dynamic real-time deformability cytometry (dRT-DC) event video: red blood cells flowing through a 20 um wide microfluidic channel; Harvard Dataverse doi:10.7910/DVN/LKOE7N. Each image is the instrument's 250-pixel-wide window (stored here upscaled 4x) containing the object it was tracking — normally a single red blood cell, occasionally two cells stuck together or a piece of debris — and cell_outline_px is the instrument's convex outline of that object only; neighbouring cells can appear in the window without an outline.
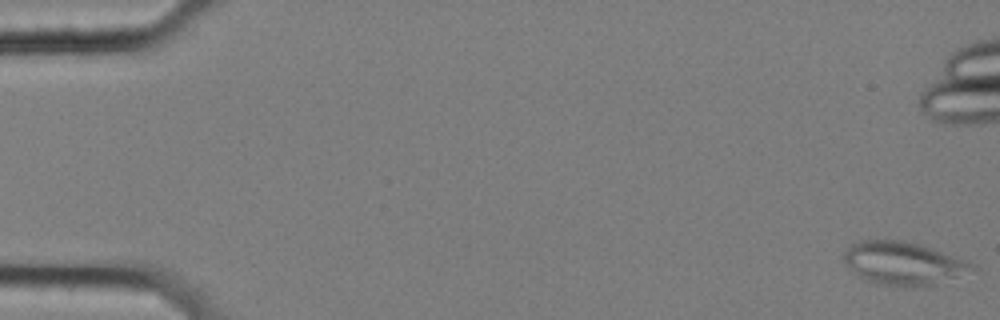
{"species": "common noctule bat (a hibernating species)", "species_latin": "Nyctalus noctula", "temperature_condition": "cold", "stored_images_in_passage": 59, "camera_frame_rate_fps": 3000, "um_per_image_px": 0.085, "animal": {"sex": "female", "body_mass_g": 25.1}, "frame": {"image": 1, "passage_image": 1, "time_ms": 0.0, "image_size_px": [1000, 320], "cell_outline_px": [[980, 272], [936, 284], [912, 288], [908, 288], [876, 284], [864, 280], [852, 272], [844, 260], [844, 252], [848, 244], [860, 240], [904, 240], [932, 248], [968, 260], [976, 264], [980, 268]], "centroid_in_image_um": [76.89, 22.41], "position_along_channel_um": 8.1, "area_um2": 33.47}}
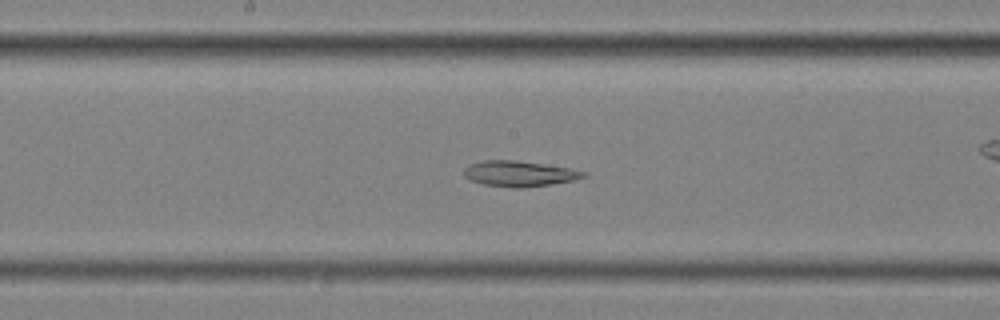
{"frame": {"image": 2, "passage_image": 31, "time_ms": 10.0, "image_size_px": [1000, 320], "cell_outline_px": [[588, 176], [576, 180], [552, 184], [524, 188], [512, 188], [484, 184], [472, 180], [464, 176], [464, 168], [468, 164], [484, 160], [512, 160], [568, 168], [588, 172]], "centroid_in_image_um": [44.16, 14.77], "position_along_channel_um": 204.0, "area_um2": 17.8}}
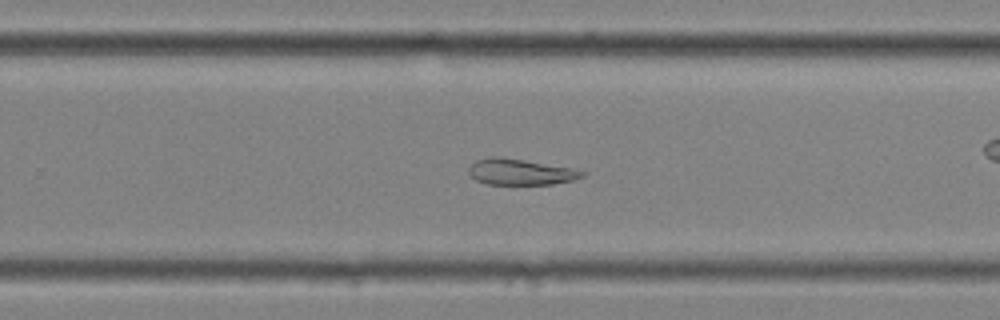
{"frame": {"image": 3, "passage_image": 38, "time_ms": 12.333, "image_size_px": [1000, 320], "cell_outline_px": [[588, 172], [584, 176], [572, 180], [552, 184], [488, 184], [476, 180], [468, 172], [468, 168], [476, 160], [492, 156], [496, 156], [524, 160], [572, 168]], "centroid_in_image_um": [44.24, 14.61], "position_along_channel_um": 285.6, "area_um2": 17.05}}